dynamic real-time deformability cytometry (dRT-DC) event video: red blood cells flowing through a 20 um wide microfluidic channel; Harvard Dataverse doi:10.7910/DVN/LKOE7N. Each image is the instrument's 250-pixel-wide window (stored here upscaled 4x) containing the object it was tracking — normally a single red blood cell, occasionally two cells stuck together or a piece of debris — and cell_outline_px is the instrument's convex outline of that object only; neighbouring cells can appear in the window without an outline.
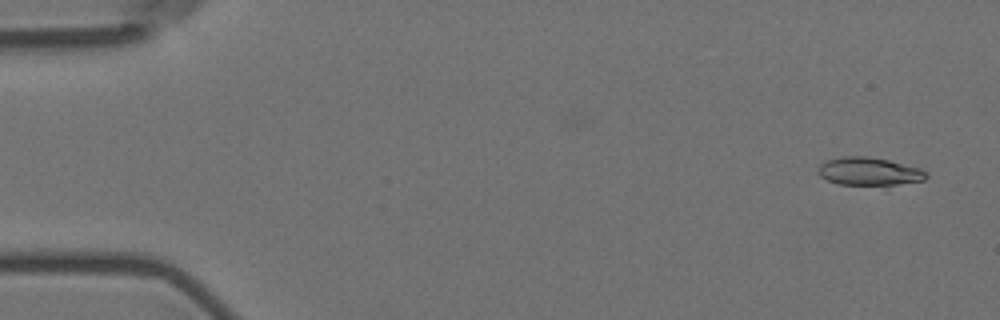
{"species": "Egyptian fruit bat (a non-hibernating species)", "species_latin": "Rousettus aegyptiacus", "temperature_condition": "room temperature", "stored_images_in_passage": 5, "camera_frame_rate_fps": 3000, "um_per_image_px": 0.085, "animal": {"sex": "female"}, "frame": {"image": 1, "passage_image": 1, "time_ms": 0.0, "image_size_px": [1000, 320], "cell_outline_px": [[928, 176], [924, 180], [896, 184], [840, 184], [828, 180], [820, 176], [816, 172], [820, 164], [828, 160], [844, 156], [864, 156], [888, 160], [920, 168], [928, 172]], "centroid_in_image_um": [73.87, 14.56], "position_along_channel_um": 11.1, "area_um2": 17.34}}
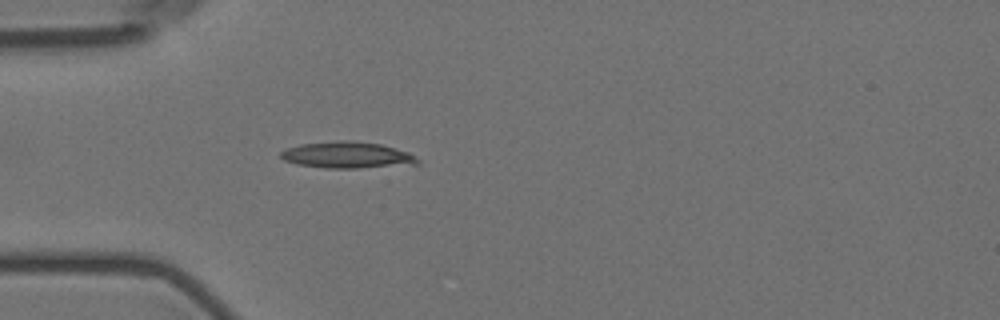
{"frame": {"image": 2, "passage_image": 5, "time_ms": 4.667, "image_size_px": [1000, 320], "cell_outline_px": [[420, 164], [356, 168], [324, 168], [296, 164], [284, 160], [280, 156], [280, 152], [288, 148], [300, 144], [340, 140], [352, 140], [380, 144], [408, 152], [420, 160]], "centroid_in_image_um": [29.51, 13.18], "position_along_channel_um": 55.5, "area_um2": 21.1}}